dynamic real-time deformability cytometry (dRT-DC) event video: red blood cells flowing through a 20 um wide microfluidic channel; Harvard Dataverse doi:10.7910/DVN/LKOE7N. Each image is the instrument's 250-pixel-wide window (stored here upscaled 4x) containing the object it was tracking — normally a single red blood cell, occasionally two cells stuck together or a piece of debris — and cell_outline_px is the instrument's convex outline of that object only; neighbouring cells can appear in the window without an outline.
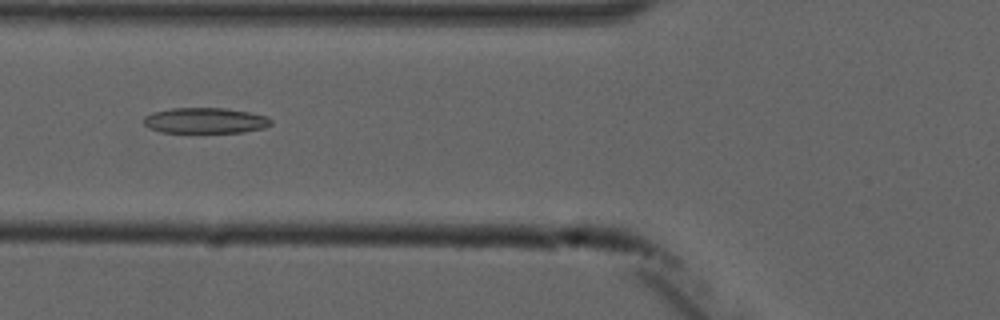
{"species": "common noctule bat (a hibernating species)", "species_latin": "Nyctalus noctula", "temperature_condition": "cold", "stored_images_in_passage": 6, "camera_frame_rate_fps": 3000, "um_per_image_px": 0.085, "animal": {"sex": "male", "forearm_length_mm": 52.5}, "frame": {"image": 1, "passage_image": 6, "time_ms": 5.667, "image_size_px": [1000, 320], "cell_outline_px": [[272, 124], [264, 128], [244, 132], [160, 132], [148, 128], [144, 124], [144, 116], [152, 112], [172, 108], [224, 108], [248, 112], [268, 116], [272, 120]], "centroid_in_image_um": [17.44, 10.24], "position_along_channel_um": 108.4, "area_um2": 19.07}}